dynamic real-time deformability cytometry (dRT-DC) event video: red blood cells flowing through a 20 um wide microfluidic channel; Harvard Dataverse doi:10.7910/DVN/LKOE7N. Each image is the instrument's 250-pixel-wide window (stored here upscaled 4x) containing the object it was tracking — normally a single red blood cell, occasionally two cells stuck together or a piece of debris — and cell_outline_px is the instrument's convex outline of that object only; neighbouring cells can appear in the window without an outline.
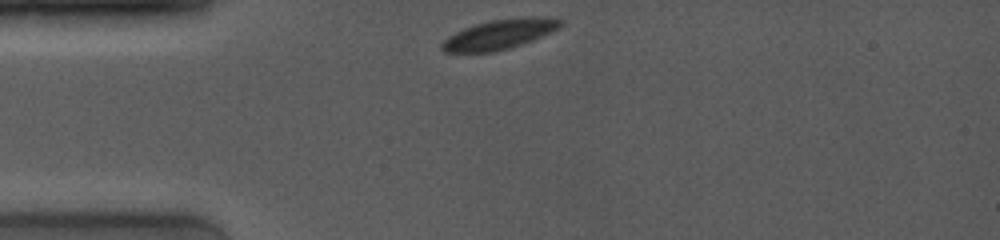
{"species": "common noctule bat (a hibernating species)", "species_latin": "Nyctalus noctula", "temperature_condition": "room temperature", "stored_images_in_passage": 15, "camera_frame_rate_fps": 4000, "um_per_image_px": 0.085, "animal": {"sex": "female", "body_mass_g": 19.0, "forearm_length_mm": 53.3}, "frame": {"image": 1, "passage_image": 1, "time_ms": 0.0, "image_size_px": [1000, 240], "cell_outline_px": [[564, 24], [552, 32], [512, 48], [492, 52], [444, 52], [440, 48], [440, 44], [448, 36], [464, 28], [476, 24], [492, 20], [564, 20]], "centroid_in_image_um": [42.32, 3.0], "position_along_channel_um": 42.7, "area_um2": 19.48}}
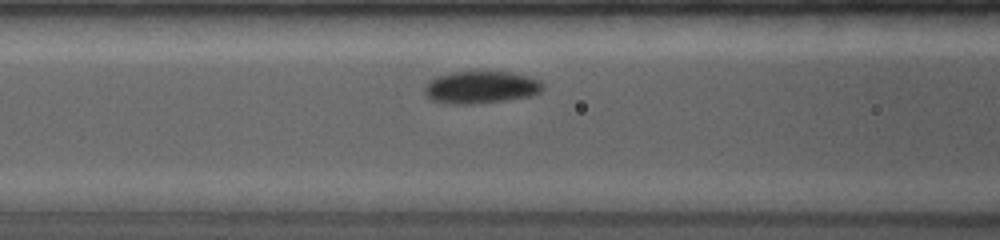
{"frame": {"image": 2, "passage_image": 10, "time_ms": 2.75, "image_size_px": [1000, 240], "cell_outline_px": [[544, 88], [540, 92], [528, 96], [504, 100], [472, 104], [448, 104], [432, 100], [424, 92], [424, 84], [428, 80], [436, 76], [452, 72], [512, 72], [528, 76], [540, 80], [544, 84]], "centroid_in_image_um": [40.85, 7.41], "position_along_channel_um": 125.8, "area_um2": 22.37}}